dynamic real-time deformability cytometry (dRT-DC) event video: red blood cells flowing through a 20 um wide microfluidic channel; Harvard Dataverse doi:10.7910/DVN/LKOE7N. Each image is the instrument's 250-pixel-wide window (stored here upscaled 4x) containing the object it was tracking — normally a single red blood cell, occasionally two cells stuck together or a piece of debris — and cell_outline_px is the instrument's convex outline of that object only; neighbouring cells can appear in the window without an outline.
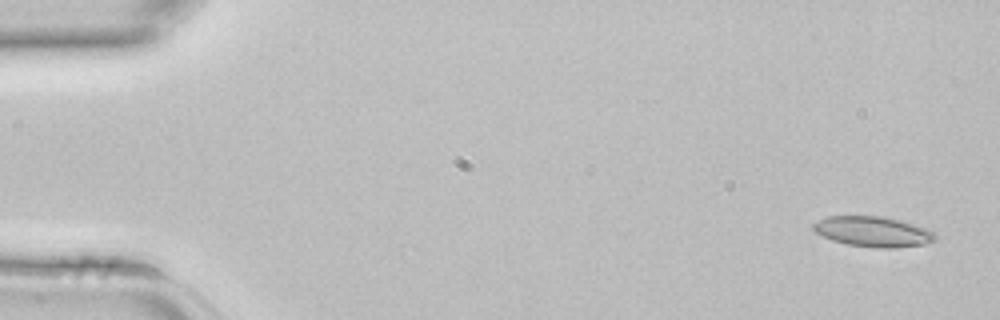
{"species": "common noctule bat (a hibernating species)", "species_latin": "Nyctalus noctula", "temperature_condition": "room temperature", "stored_images_in_passage": 4, "camera_frame_rate_fps": 3000, "um_per_image_px": 0.085, "animal": {"sex": "female", "body_mass_g": 22.7, "forearm_length_mm": 54.2}, "frame": {"image": 1, "passage_image": 1, "time_ms": 0.0, "image_size_px": [1000, 320], "cell_outline_px": [[936, 240], [924, 244], [896, 248], [876, 248], [848, 244], [832, 240], [816, 232], [812, 228], [812, 224], [828, 216], [884, 216], [900, 220], [928, 228], [936, 236]], "centroid_in_image_um": [74.23, 19.68], "position_along_channel_um": 10.8, "area_um2": 21.5}}
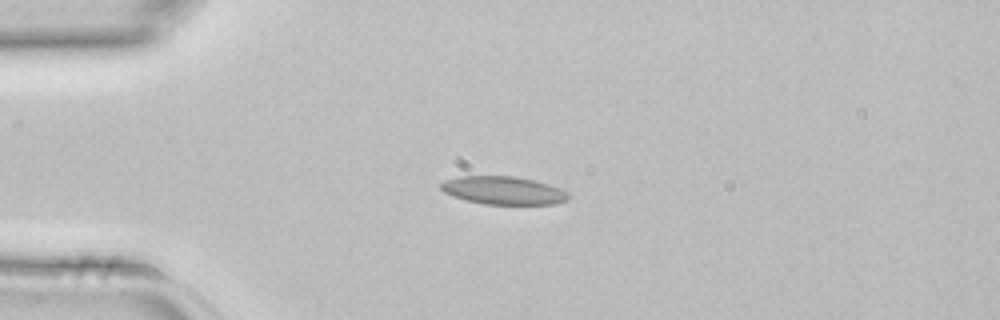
{"frame": {"image": 2, "passage_image": 3, "time_ms": 0.667, "image_size_px": [1000, 320], "cell_outline_px": [[568, 200], [556, 204], [484, 204], [464, 200], [452, 196], [444, 192], [440, 188], [440, 184], [444, 180], [456, 176], [516, 176], [536, 180], [560, 188], [568, 192]], "centroid_in_image_um": [42.77, 16.18], "position_along_channel_um": 42.2, "area_um2": 21.1}}